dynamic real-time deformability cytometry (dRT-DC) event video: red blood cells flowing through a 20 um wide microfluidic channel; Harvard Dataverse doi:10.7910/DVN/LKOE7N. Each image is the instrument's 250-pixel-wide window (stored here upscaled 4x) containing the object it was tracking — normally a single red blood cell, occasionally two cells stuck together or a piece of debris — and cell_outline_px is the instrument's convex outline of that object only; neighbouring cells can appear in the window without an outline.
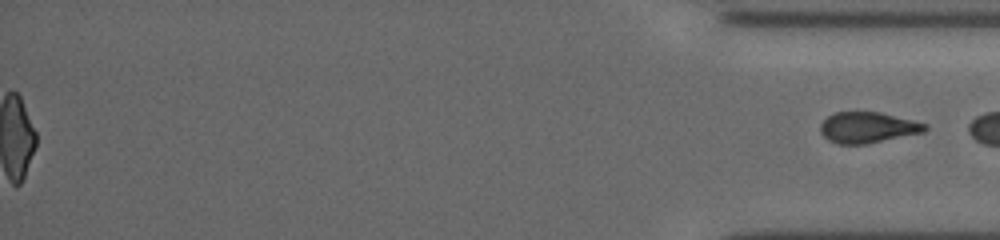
{"species": "common noctule bat (a hibernating species)", "species_latin": "Nyctalus noctula", "temperature_condition": "cold", "stored_images_in_passage": 36, "segment_of_instrument_passage": [2, 2], "camera_frame_rate_fps": 3000, "um_per_image_px": 0.085, "animal": {"sex": "female", "body_mass_g": 19.5, "forearm_length_mm": 54.1}, "frame": {"image": 1, "passage_image": 36, "time_ms": 19.333, "image_size_px": [1000, 240], "cell_outline_px": [[928, 128], [924, 132], [864, 144], [836, 144], [828, 140], [820, 132], [820, 124], [828, 116], [836, 112], [880, 112], [928, 124]], "centroid_in_image_um": [73.74, 10.84], "position_along_channel_um": 361.5, "area_um2": 18.73}}